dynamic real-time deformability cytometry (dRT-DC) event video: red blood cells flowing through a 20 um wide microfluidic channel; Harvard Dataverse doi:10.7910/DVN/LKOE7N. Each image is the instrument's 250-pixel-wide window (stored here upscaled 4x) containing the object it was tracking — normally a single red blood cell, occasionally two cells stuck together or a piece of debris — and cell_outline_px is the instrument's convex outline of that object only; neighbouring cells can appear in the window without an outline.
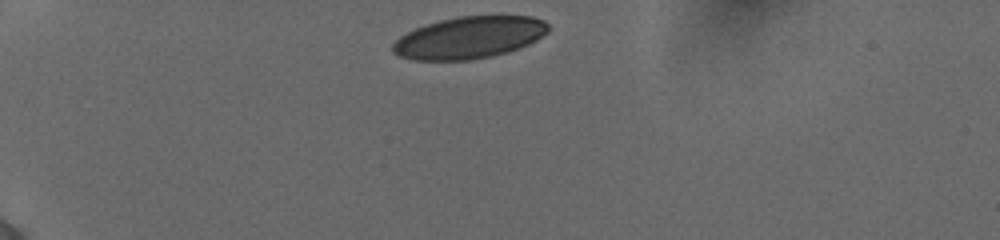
{"species": "human", "species_latin": "Homo sapiens", "temperature_condition": "cold", "stored_images_in_passage": 35, "camera_frame_rate_fps": 3000, "um_per_image_px": 0.085, "donor": {"sex": "female"}, "frame": {"image": 1, "passage_image": 1, "time_ms": 0.0, "image_size_px": [1000, 240], "cell_outline_px": [[548, 32], [536, 40], [520, 48], [492, 56], [472, 60], [412, 60], [400, 56], [392, 52], [392, 44], [400, 36], [412, 28], [440, 20], [460, 16], [532, 16], [544, 20], [548, 24]], "centroid_in_image_um": [39.86, 3.19], "position_along_channel_um": 45.1, "area_um2": 38.21}}
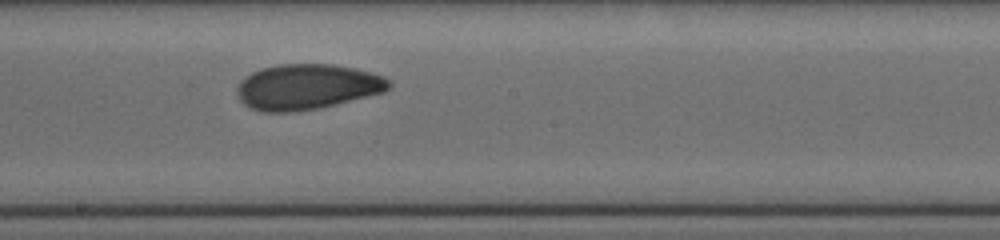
{"frame": {"image": 2, "passage_image": 19, "time_ms": 6.0, "image_size_px": [1000, 240], "cell_outline_px": [[392, 84], [384, 92], [316, 108], [292, 112], [264, 112], [252, 108], [244, 104], [236, 96], [236, 88], [240, 80], [244, 76], [260, 68], [276, 64], [332, 64], [356, 68], [384, 76]], "centroid_in_image_um": [26.05, 7.36], "position_along_channel_um": 222.2, "area_um2": 40.23}}
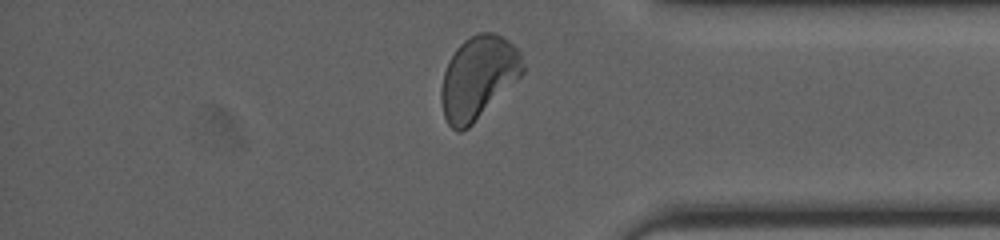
{"frame": {"image": 3, "passage_image": 33, "time_ms": 10.667, "image_size_px": [1000, 240], "cell_outline_px": [[524, 72], [468, 128], [460, 132], [456, 132], [448, 124], [444, 116], [440, 100], [440, 88], [444, 72], [448, 60], [456, 48], [464, 40], [480, 32], [496, 32], [508, 40], [520, 52], [524, 64]], "centroid_in_image_um": [40.62, 6.58], "position_along_channel_um": 394.6, "area_um2": 39.25}, "authors_computed_cell_mechanics": {"area_um2": 39.6508, "velocity_mm_per_s": 3.8659, "shape_relaxation_time_tau1_ms": 4.2631, "shape_relaxation_time_tau2_ms": 2.146, "deformation_change_tau1": 0.123, "deformation_change_tau2": 0.0704}}